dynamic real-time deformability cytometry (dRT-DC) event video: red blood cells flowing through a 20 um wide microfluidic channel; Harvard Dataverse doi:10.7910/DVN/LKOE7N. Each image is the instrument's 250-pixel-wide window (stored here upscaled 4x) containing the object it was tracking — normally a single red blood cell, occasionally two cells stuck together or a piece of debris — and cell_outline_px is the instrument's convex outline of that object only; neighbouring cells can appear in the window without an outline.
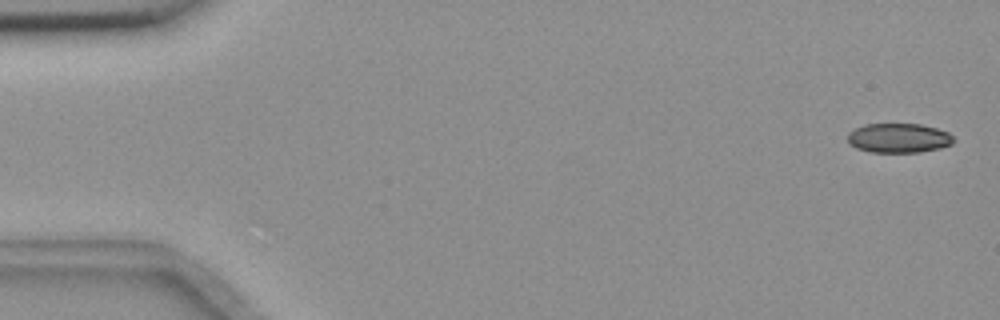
{"species": "common noctule bat (a hibernating species)", "species_latin": "Nyctalus noctula", "temperature_condition": "room temperature", "stored_images_in_passage": 6, "camera_frame_rate_fps": 3000, "um_per_image_px": 0.085, "animal": {"sex": "female", "body_mass_g": 18.4}, "frame": {"image": 1, "passage_image": 1, "time_ms": 0.0, "image_size_px": [1000, 320], "cell_outline_px": [[956, 140], [952, 144], [940, 148], [920, 152], [872, 152], [856, 148], [848, 140], [848, 132], [864, 124], [920, 124], [936, 128], [948, 132]], "centroid_in_image_um": [76.41, 11.73], "position_along_channel_um": 8.6, "area_um2": 18.15}}
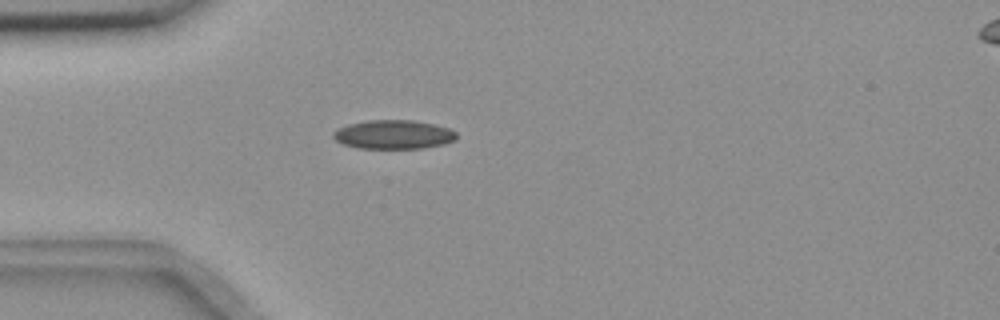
{"frame": {"image": 2, "passage_image": 5, "time_ms": 1.333, "image_size_px": [1000, 320], "cell_outline_px": [[456, 140], [444, 144], [424, 148], [356, 148], [344, 144], [336, 140], [332, 136], [332, 132], [348, 124], [368, 120], [412, 120], [432, 124], [448, 128], [456, 132]], "centroid_in_image_um": [33.45, 11.44], "position_along_channel_um": 51.6, "area_um2": 20.69}}